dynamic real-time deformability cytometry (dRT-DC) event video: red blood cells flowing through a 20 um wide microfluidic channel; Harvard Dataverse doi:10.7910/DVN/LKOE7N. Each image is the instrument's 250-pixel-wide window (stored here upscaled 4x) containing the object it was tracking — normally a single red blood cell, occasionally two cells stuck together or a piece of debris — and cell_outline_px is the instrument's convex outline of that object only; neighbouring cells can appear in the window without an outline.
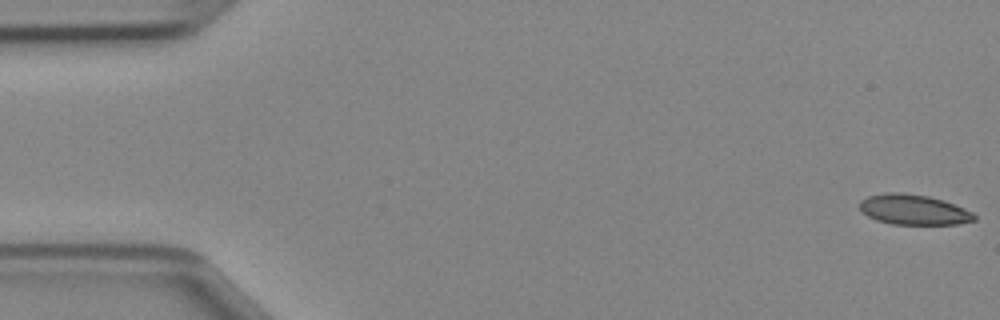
{"species": "Egyptian fruit bat (a non-hibernating species)", "species_latin": "Rousettus aegyptiacus", "temperature_condition": "cold", "stored_images_in_passage": 15, "camera_frame_rate_fps": 3000, "um_per_image_px": 0.085, "animal": {"sex": "female"}, "frame": {"image": 1, "passage_image": 1, "time_ms": 0.0, "image_size_px": [1000, 320], "cell_outline_px": [[976, 220], [956, 224], [892, 224], [876, 220], [860, 212], [860, 200], [868, 196], [888, 192], [900, 192], [928, 196], [944, 200], [964, 208], [972, 212], [976, 216]], "centroid_in_image_um": [77.64, 17.82], "position_along_channel_um": 7.4, "area_um2": 20.23}}